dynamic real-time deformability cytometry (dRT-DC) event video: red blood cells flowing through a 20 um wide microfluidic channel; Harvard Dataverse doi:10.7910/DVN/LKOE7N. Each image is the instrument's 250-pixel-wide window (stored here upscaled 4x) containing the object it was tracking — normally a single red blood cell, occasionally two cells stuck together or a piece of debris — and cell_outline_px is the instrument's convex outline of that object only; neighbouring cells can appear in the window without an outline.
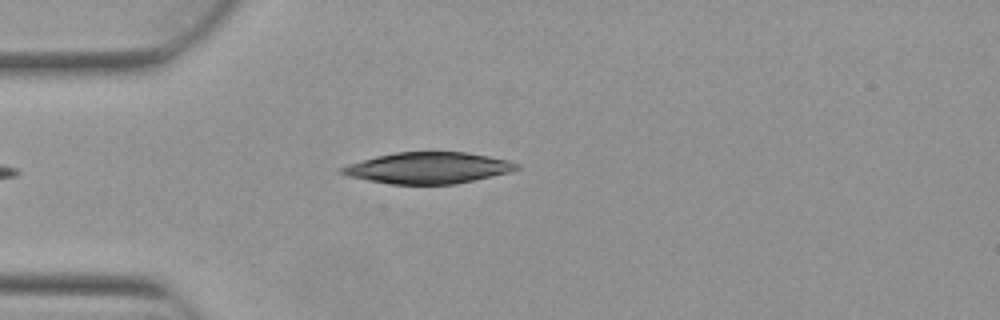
{"species": "Egyptian fruit bat (a non-hibernating species)", "species_latin": "Rousettus aegyptiacus", "temperature_condition": "warm", "stored_images_in_passage": 1, "camera_frame_rate_fps": 3000, "um_per_image_px": 0.085, "animal": {"sex": "female"}, "frame": {"image": 1, "passage_image": 1, "time_ms": 0.0, "image_size_px": [1000, 320], "cell_outline_px": [[520, 168], [508, 172], [492, 176], [456, 184], [392, 184], [368, 180], [348, 176], [340, 172], [340, 168], [348, 164], [376, 156], [396, 152], [464, 152], [488, 156], [508, 160], [520, 164]], "centroid_in_image_um": [36.4, 14.27], "position_along_channel_um": 48.6, "area_um2": 31.62}}